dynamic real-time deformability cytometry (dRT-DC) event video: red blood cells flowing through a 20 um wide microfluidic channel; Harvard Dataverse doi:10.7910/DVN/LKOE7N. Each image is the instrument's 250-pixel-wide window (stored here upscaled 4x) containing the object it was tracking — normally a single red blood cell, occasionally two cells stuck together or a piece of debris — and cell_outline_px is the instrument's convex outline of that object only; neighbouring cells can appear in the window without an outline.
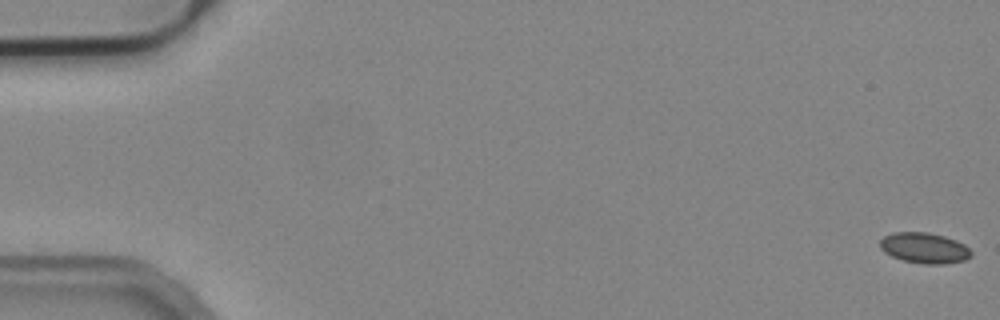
{"species": "common noctule bat (a hibernating species)", "species_latin": "Nyctalus noctula", "temperature_condition": "cold", "stored_images_in_passage": 18, "camera_frame_rate_fps": 3000, "um_per_image_px": 0.085, "animal": {"sex": "male", "body_mass_g": 19.2, "forearm_length_mm": 51.8}, "frame": {"image": 1, "passage_image": 1, "time_ms": 0.0, "image_size_px": [1000, 320], "cell_outline_px": [[972, 256], [964, 260], [944, 264], [924, 264], [904, 260], [892, 256], [884, 252], [880, 248], [880, 240], [884, 236], [892, 232], [928, 232], [944, 236], [956, 240], [964, 244], [972, 252]], "centroid_in_image_um": [78.57, 21.07], "position_along_channel_um": 6.4, "area_um2": 16.3}}
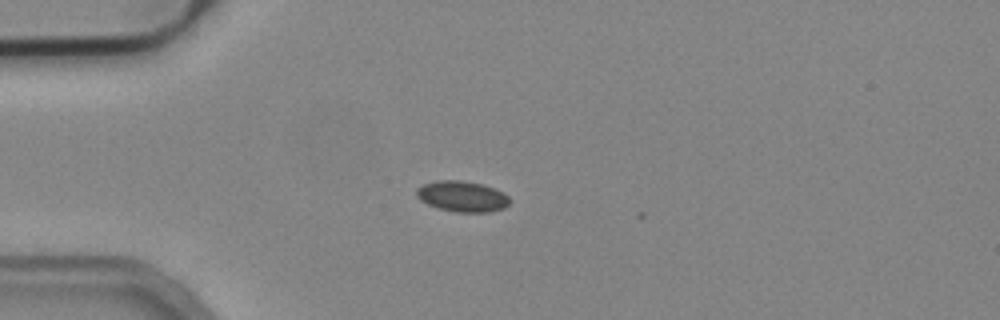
{"frame": {"image": 2, "passage_image": 15, "time_ms": 4.667, "image_size_px": [1000, 320], "cell_outline_px": [[512, 200], [504, 208], [488, 212], [456, 212], [436, 208], [420, 200], [416, 196], [416, 188], [424, 184], [436, 180], [460, 180], [484, 184], [496, 188], [504, 192]], "centroid_in_image_um": [39.3, 16.68], "position_along_channel_um": 45.7, "area_um2": 16.99}}